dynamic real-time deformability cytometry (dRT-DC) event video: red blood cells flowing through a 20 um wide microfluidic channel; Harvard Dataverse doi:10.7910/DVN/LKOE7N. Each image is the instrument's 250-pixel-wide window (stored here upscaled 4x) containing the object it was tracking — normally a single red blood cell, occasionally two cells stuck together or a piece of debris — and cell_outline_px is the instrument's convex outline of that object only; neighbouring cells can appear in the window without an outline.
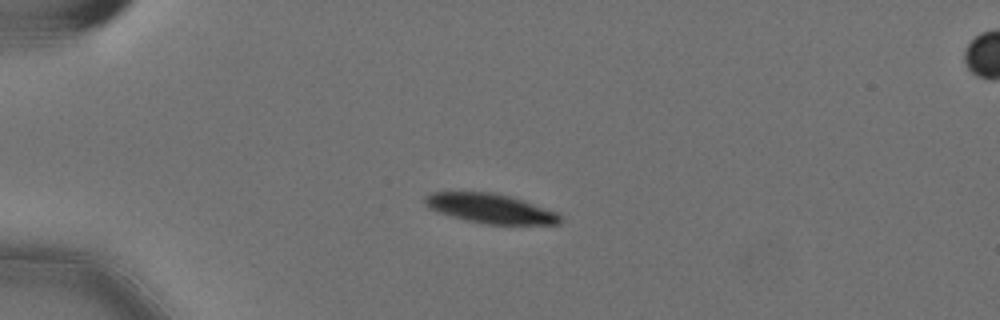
{"species": "Egyptian fruit bat (a non-hibernating species)", "species_latin": "Rousettus aegyptiacus", "temperature_condition": "cold", "stored_images_in_passage": 40, "camera_frame_rate_fps": 3000, "um_per_image_px": 0.085, "animal": {"sex": "female"}, "frame": {"image": 1, "passage_image": 1, "time_ms": 0.0, "image_size_px": [1000, 320], "cell_outline_px": [[560, 224], [488, 224], [468, 220], [436, 212], [428, 208], [424, 204], [424, 196], [432, 192], [496, 192], [512, 196], [524, 200], [556, 212], [560, 216]], "centroid_in_image_um": [41.65, 17.7], "position_along_channel_um": 43.4, "area_um2": 23.24}}
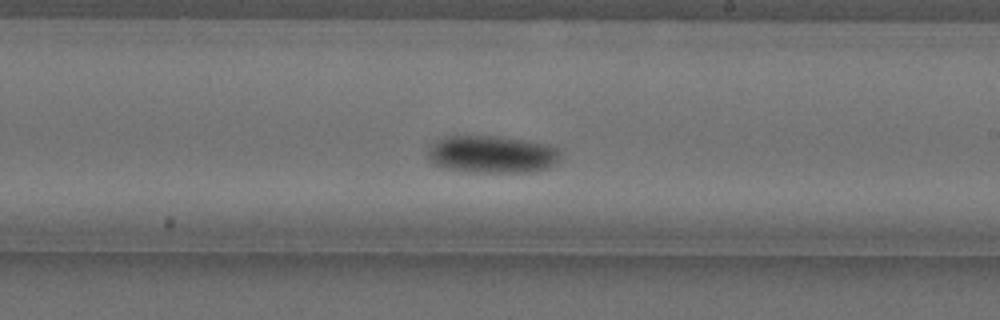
{"frame": {"image": 2, "passage_image": 21, "time_ms": 6.667, "image_size_px": [1000, 320], "cell_outline_px": [[560, 156], [548, 168], [532, 172], [472, 172], [444, 168], [432, 164], [428, 156], [428, 148], [436, 140], [444, 136], [496, 136], [548, 144], [556, 148], [560, 152]], "centroid_in_image_um": [41.77, 13.12], "position_along_channel_um": 247.2, "area_um2": 28.9}}
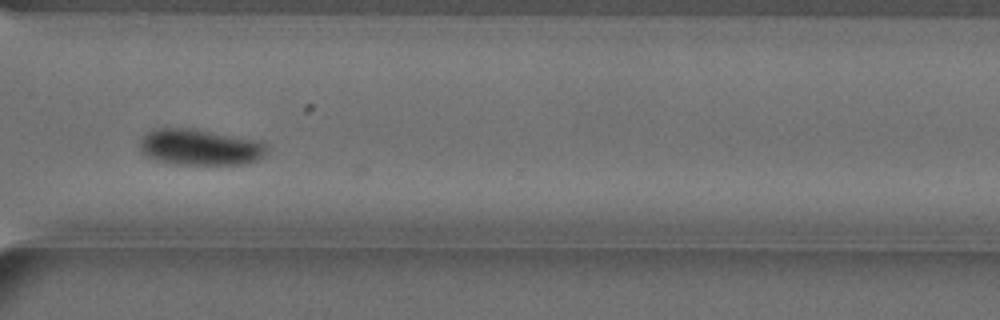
{"frame": {"image": 3, "passage_image": 30, "time_ms": 9.667, "image_size_px": [1000, 320], "cell_outline_px": [[268, 148], [256, 160], [240, 164], [176, 164], [156, 160], [144, 156], [140, 152], [140, 140], [148, 132], [160, 128], [196, 128], [256, 140], [264, 144]], "centroid_in_image_um": [16.93, 12.5], "position_along_channel_um": 353.7, "area_um2": 26.53}}